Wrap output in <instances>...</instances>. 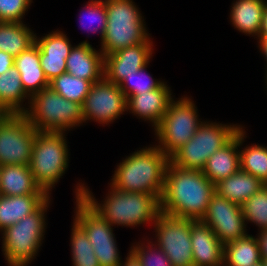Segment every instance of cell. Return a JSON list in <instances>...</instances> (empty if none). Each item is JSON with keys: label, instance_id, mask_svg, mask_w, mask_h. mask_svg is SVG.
Listing matches in <instances>:
<instances>
[{"label": "cell", "instance_id": "1", "mask_svg": "<svg viewBox=\"0 0 267 266\" xmlns=\"http://www.w3.org/2000/svg\"><path fill=\"white\" fill-rule=\"evenodd\" d=\"M86 183L79 182L75 185L74 198H82L103 219L107 220L114 228L141 227L152 225L161 214L160 199L152 194L140 192H123L112 187L109 183L108 192L99 202L94 197Z\"/></svg>", "mask_w": 267, "mask_h": 266}, {"label": "cell", "instance_id": "2", "mask_svg": "<svg viewBox=\"0 0 267 266\" xmlns=\"http://www.w3.org/2000/svg\"><path fill=\"white\" fill-rule=\"evenodd\" d=\"M215 193V184L202 171L185 170L169 162L160 199L161 213L202 220Z\"/></svg>", "mask_w": 267, "mask_h": 266}, {"label": "cell", "instance_id": "3", "mask_svg": "<svg viewBox=\"0 0 267 266\" xmlns=\"http://www.w3.org/2000/svg\"><path fill=\"white\" fill-rule=\"evenodd\" d=\"M144 147L116 165L109 184L123 192L147 193L161 199L170 158L157 145Z\"/></svg>", "mask_w": 267, "mask_h": 266}, {"label": "cell", "instance_id": "4", "mask_svg": "<svg viewBox=\"0 0 267 266\" xmlns=\"http://www.w3.org/2000/svg\"><path fill=\"white\" fill-rule=\"evenodd\" d=\"M52 200L49 197L36 211L0 232L1 251L8 266H29L36 259L44 243Z\"/></svg>", "mask_w": 267, "mask_h": 266}, {"label": "cell", "instance_id": "5", "mask_svg": "<svg viewBox=\"0 0 267 266\" xmlns=\"http://www.w3.org/2000/svg\"><path fill=\"white\" fill-rule=\"evenodd\" d=\"M104 1L106 2L107 25L100 43L103 55L143 42H153L144 16L133 0Z\"/></svg>", "mask_w": 267, "mask_h": 266}, {"label": "cell", "instance_id": "6", "mask_svg": "<svg viewBox=\"0 0 267 266\" xmlns=\"http://www.w3.org/2000/svg\"><path fill=\"white\" fill-rule=\"evenodd\" d=\"M67 134L38 131L33 144L29 167L35 183L50 197L69 167Z\"/></svg>", "mask_w": 267, "mask_h": 266}, {"label": "cell", "instance_id": "7", "mask_svg": "<svg viewBox=\"0 0 267 266\" xmlns=\"http://www.w3.org/2000/svg\"><path fill=\"white\" fill-rule=\"evenodd\" d=\"M24 115L38 131L68 133L85 125L81 104L65 99L50 86L30 98Z\"/></svg>", "mask_w": 267, "mask_h": 266}, {"label": "cell", "instance_id": "8", "mask_svg": "<svg viewBox=\"0 0 267 266\" xmlns=\"http://www.w3.org/2000/svg\"><path fill=\"white\" fill-rule=\"evenodd\" d=\"M242 127L237 123L203 120L193 137L170 157V162L185 170L202 171L208 158L226 145Z\"/></svg>", "mask_w": 267, "mask_h": 266}, {"label": "cell", "instance_id": "9", "mask_svg": "<svg viewBox=\"0 0 267 266\" xmlns=\"http://www.w3.org/2000/svg\"><path fill=\"white\" fill-rule=\"evenodd\" d=\"M195 104L188 95L173 99L153 130L157 141L155 145L169 158L193 137L203 122Z\"/></svg>", "mask_w": 267, "mask_h": 266}, {"label": "cell", "instance_id": "10", "mask_svg": "<svg viewBox=\"0 0 267 266\" xmlns=\"http://www.w3.org/2000/svg\"><path fill=\"white\" fill-rule=\"evenodd\" d=\"M192 221L161 213L152 225L155 232V240H152L166 254L172 266H193Z\"/></svg>", "mask_w": 267, "mask_h": 266}, {"label": "cell", "instance_id": "11", "mask_svg": "<svg viewBox=\"0 0 267 266\" xmlns=\"http://www.w3.org/2000/svg\"><path fill=\"white\" fill-rule=\"evenodd\" d=\"M37 132L24 114H6L0 121V166L29 165Z\"/></svg>", "mask_w": 267, "mask_h": 266}, {"label": "cell", "instance_id": "12", "mask_svg": "<svg viewBox=\"0 0 267 266\" xmlns=\"http://www.w3.org/2000/svg\"><path fill=\"white\" fill-rule=\"evenodd\" d=\"M84 123L109 125L127 114V99L121 88L104 76L93 83L82 105Z\"/></svg>", "mask_w": 267, "mask_h": 266}, {"label": "cell", "instance_id": "13", "mask_svg": "<svg viewBox=\"0 0 267 266\" xmlns=\"http://www.w3.org/2000/svg\"><path fill=\"white\" fill-rule=\"evenodd\" d=\"M201 221L211 228L223 245L248 234L241 206L217 193L212 196Z\"/></svg>", "mask_w": 267, "mask_h": 266}, {"label": "cell", "instance_id": "14", "mask_svg": "<svg viewBox=\"0 0 267 266\" xmlns=\"http://www.w3.org/2000/svg\"><path fill=\"white\" fill-rule=\"evenodd\" d=\"M153 47L154 42H143L104 55V77L119 85L127 76L134 74L151 61L154 56Z\"/></svg>", "mask_w": 267, "mask_h": 266}, {"label": "cell", "instance_id": "15", "mask_svg": "<svg viewBox=\"0 0 267 266\" xmlns=\"http://www.w3.org/2000/svg\"><path fill=\"white\" fill-rule=\"evenodd\" d=\"M45 36L35 35V43L39 47L41 67L48 82L66 73V58L73 48L64 31L52 30Z\"/></svg>", "mask_w": 267, "mask_h": 266}, {"label": "cell", "instance_id": "16", "mask_svg": "<svg viewBox=\"0 0 267 266\" xmlns=\"http://www.w3.org/2000/svg\"><path fill=\"white\" fill-rule=\"evenodd\" d=\"M172 94L171 87L165 81L157 89L130 96L127 99V113H132L141 121H147L154 130L166 113L170 102L175 99Z\"/></svg>", "mask_w": 267, "mask_h": 266}, {"label": "cell", "instance_id": "17", "mask_svg": "<svg viewBox=\"0 0 267 266\" xmlns=\"http://www.w3.org/2000/svg\"><path fill=\"white\" fill-rule=\"evenodd\" d=\"M104 55L96 50L88 40L74 45L66 58V72L92 84L104 76Z\"/></svg>", "mask_w": 267, "mask_h": 266}, {"label": "cell", "instance_id": "18", "mask_svg": "<svg viewBox=\"0 0 267 266\" xmlns=\"http://www.w3.org/2000/svg\"><path fill=\"white\" fill-rule=\"evenodd\" d=\"M193 266H223L224 245L201 220L191 222Z\"/></svg>", "mask_w": 267, "mask_h": 266}, {"label": "cell", "instance_id": "19", "mask_svg": "<svg viewBox=\"0 0 267 266\" xmlns=\"http://www.w3.org/2000/svg\"><path fill=\"white\" fill-rule=\"evenodd\" d=\"M73 220L85 231L90 244L117 243L113 226L82 198L74 202Z\"/></svg>", "mask_w": 267, "mask_h": 266}, {"label": "cell", "instance_id": "20", "mask_svg": "<svg viewBox=\"0 0 267 266\" xmlns=\"http://www.w3.org/2000/svg\"><path fill=\"white\" fill-rule=\"evenodd\" d=\"M239 148L238 131L226 145L208 158L202 169L203 174L216 185L221 180L238 172L240 170Z\"/></svg>", "mask_w": 267, "mask_h": 266}, {"label": "cell", "instance_id": "21", "mask_svg": "<svg viewBox=\"0 0 267 266\" xmlns=\"http://www.w3.org/2000/svg\"><path fill=\"white\" fill-rule=\"evenodd\" d=\"M14 66L19 71L23 88L30 97L49 87L41 67L39 47L36 43L14 58Z\"/></svg>", "mask_w": 267, "mask_h": 266}, {"label": "cell", "instance_id": "22", "mask_svg": "<svg viewBox=\"0 0 267 266\" xmlns=\"http://www.w3.org/2000/svg\"><path fill=\"white\" fill-rule=\"evenodd\" d=\"M267 0H233L230 23L240 33L257 38Z\"/></svg>", "mask_w": 267, "mask_h": 266}, {"label": "cell", "instance_id": "23", "mask_svg": "<svg viewBox=\"0 0 267 266\" xmlns=\"http://www.w3.org/2000/svg\"><path fill=\"white\" fill-rule=\"evenodd\" d=\"M49 197L48 194L0 195V232L36 211Z\"/></svg>", "mask_w": 267, "mask_h": 266}, {"label": "cell", "instance_id": "24", "mask_svg": "<svg viewBox=\"0 0 267 266\" xmlns=\"http://www.w3.org/2000/svg\"><path fill=\"white\" fill-rule=\"evenodd\" d=\"M28 194H47L35 183L29 165H2L0 195L16 196Z\"/></svg>", "mask_w": 267, "mask_h": 266}, {"label": "cell", "instance_id": "25", "mask_svg": "<svg viewBox=\"0 0 267 266\" xmlns=\"http://www.w3.org/2000/svg\"><path fill=\"white\" fill-rule=\"evenodd\" d=\"M30 98L23 88L20 73L15 66L0 74V107L7 114H24Z\"/></svg>", "mask_w": 267, "mask_h": 266}, {"label": "cell", "instance_id": "26", "mask_svg": "<svg viewBox=\"0 0 267 266\" xmlns=\"http://www.w3.org/2000/svg\"><path fill=\"white\" fill-rule=\"evenodd\" d=\"M264 185L255 176L239 170L218 182L215 185V191L219 196L241 205Z\"/></svg>", "mask_w": 267, "mask_h": 266}, {"label": "cell", "instance_id": "27", "mask_svg": "<svg viewBox=\"0 0 267 266\" xmlns=\"http://www.w3.org/2000/svg\"><path fill=\"white\" fill-rule=\"evenodd\" d=\"M25 23L0 21V51L15 58L35 43L36 33Z\"/></svg>", "mask_w": 267, "mask_h": 266}, {"label": "cell", "instance_id": "28", "mask_svg": "<svg viewBox=\"0 0 267 266\" xmlns=\"http://www.w3.org/2000/svg\"><path fill=\"white\" fill-rule=\"evenodd\" d=\"M261 261L259 243L252 234L224 244L223 266H253Z\"/></svg>", "mask_w": 267, "mask_h": 266}, {"label": "cell", "instance_id": "29", "mask_svg": "<svg viewBox=\"0 0 267 266\" xmlns=\"http://www.w3.org/2000/svg\"><path fill=\"white\" fill-rule=\"evenodd\" d=\"M246 128L243 126L239 130V153L240 170L258 178L262 183L267 184V146L259 143H251L243 146L247 138Z\"/></svg>", "mask_w": 267, "mask_h": 266}, {"label": "cell", "instance_id": "30", "mask_svg": "<svg viewBox=\"0 0 267 266\" xmlns=\"http://www.w3.org/2000/svg\"><path fill=\"white\" fill-rule=\"evenodd\" d=\"M70 236L72 266H100L85 231L73 220Z\"/></svg>", "mask_w": 267, "mask_h": 266}, {"label": "cell", "instance_id": "31", "mask_svg": "<svg viewBox=\"0 0 267 266\" xmlns=\"http://www.w3.org/2000/svg\"><path fill=\"white\" fill-rule=\"evenodd\" d=\"M92 83L77 78L69 73H63L49 82V86L65 99L82 105Z\"/></svg>", "mask_w": 267, "mask_h": 266}, {"label": "cell", "instance_id": "32", "mask_svg": "<svg viewBox=\"0 0 267 266\" xmlns=\"http://www.w3.org/2000/svg\"><path fill=\"white\" fill-rule=\"evenodd\" d=\"M240 206L246 224L253 223L257 232L267 230V184Z\"/></svg>", "mask_w": 267, "mask_h": 266}, {"label": "cell", "instance_id": "33", "mask_svg": "<svg viewBox=\"0 0 267 266\" xmlns=\"http://www.w3.org/2000/svg\"><path fill=\"white\" fill-rule=\"evenodd\" d=\"M80 10V27H83L81 29L86 28L88 33L97 32L98 34L99 32L101 42L107 25L106 2L104 0H89V2L83 5L82 9ZM86 19H88L89 22ZM94 23L97 24L94 25Z\"/></svg>", "mask_w": 267, "mask_h": 266}, {"label": "cell", "instance_id": "34", "mask_svg": "<svg viewBox=\"0 0 267 266\" xmlns=\"http://www.w3.org/2000/svg\"><path fill=\"white\" fill-rule=\"evenodd\" d=\"M150 62L139 69L134 74L127 76L118 86L121 88L123 93L128 99L130 96L142 94L144 92H149L151 90L159 88L165 81L155 79L149 72L147 73V68Z\"/></svg>", "mask_w": 267, "mask_h": 266}, {"label": "cell", "instance_id": "35", "mask_svg": "<svg viewBox=\"0 0 267 266\" xmlns=\"http://www.w3.org/2000/svg\"><path fill=\"white\" fill-rule=\"evenodd\" d=\"M142 239L145 241L134 242L130 247V250L140 260L142 266H172L169 258L151 238L147 236Z\"/></svg>", "mask_w": 267, "mask_h": 266}, {"label": "cell", "instance_id": "36", "mask_svg": "<svg viewBox=\"0 0 267 266\" xmlns=\"http://www.w3.org/2000/svg\"><path fill=\"white\" fill-rule=\"evenodd\" d=\"M33 0H0V21L24 22Z\"/></svg>", "mask_w": 267, "mask_h": 266}, {"label": "cell", "instance_id": "37", "mask_svg": "<svg viewBox=\"0 0 267 266\" xmlns=\"http://www.w3.org/2000/svg\"><path fill=\"white\" fill-rule=\"evenodd\" d=\"M100 266H120L123 260L117 243L91 244Z\"/></svg>", "mask_w": 267, "mask_h": 266}, {"label": "cell", "instance_id": "38", "mask_svg": "<svg viewBox=\"0 0 267 266\" xmlns=\"http://www.w3.org/2000/svg\"><path fill=\"white\" fill-rule=\"evenodd\" d=\"M14 66V57L10 54L0 51V74L5 73Z\"/></svg>", "mask_w": 267, "mask_h": 266}, {"label": "cell", "instance_id": "39", "mask_svg": "<svg viewBox=\"0 0 267 266\" xmlns=\"http://www.w3.org/2000/svg\"><path fill=\"white\" fill-rule=\"evenodd\" d=\"M257 234H256V238L259 243L261 258L262 260L267 259V230L259 231V233Z\"/></svg>", "mask_w": 267, "mask_h": 266}, {"label": "cell", "instance_id": "40", "mask_svg": "<svg viewBox=\"0 0 267 266\" xmlns=\"http://www.w3.org/2000/svg\"><path fill=\"white\" fill-rule=\"evenodd\" d=\"M257 48L259 49L260 56L264 57L265 63V72H267V37H257Z\"/></svg>", "mask_w": 267, "mask_h": 266}, {"label": "cell", "instance_id": "41", "mask_svg": "<svg viewBox=\"0 0 267 266\" xmlns=\"http://www.w3.org/2000/svg\"><path fill=\"white\" fill-rule=\"evenodd\" d=\"M126 256L125 259L121 262L120 266H142L140 260L131 250H128Z\"/></svg>", "mask_w": 267, "mask_h": 266}, {"label": "cell", "instance_id": "42", "mask_svg": "<svg viewBox=\"0 0 267 266\" xmlns=\"http://www.w3.org/2000/svg\"><path fill=\"white\" fill-rule=\"evenodd\" d=\"M258 37H267V5L263 12V17L261 21V30Z\"/></svg>", "mask_w": 267, "mask_h": 266}, {"label": "cell", "instance_id": "43", "mask_svg": "<svg viewBox=\"0 0 267 266\" xmlns=\"http://www.w3.org/2000/svg\"><path fill=\"white\" fill-rule=\"evenodd\" d=\"M6 112L0 107V121L6 116Z\"/></svg>", "mask_w": 267, "mask_h": 266}, {"label": "cell", "instance_id": "44", "mask_svg": "<svg viewBox=\"0 0 267 266\" xmlns=\"http://www.w3.org/2000/svg\"><path fill=\"white\" fill-rule=\"evenodd\" d=\"M264 75H265V76H264V79H265L264 81H265V83H266V84H265V85H266L265 88H266V90H267V72H265Z\"/></svg>", "mask_w": 267, "mask_h": 266}, {"label": "cell", "instance_id": "45", "mask_svg": "<svg viewBox=\"0 0 267 266\" xmlns=\"http://www.w3.org/2000/svg\"><path fill=\"white\" fill-rule=\"evenodd\" d=\"M253 266H264V264H263V261H261V262L257 263L256 265H253Z\"/></svg>", "mask_w": 267, "mask_h": 266}, {"label": "cell", "instance_id": "46", "mask_svg": "<svg viewBox=\"0 0 267 266\" xmlns=\"http://www.w3.org/2000/svg\"><path fill=\"white\" fill-rule=\"evenodd\" d=\"M262 261H263L264 266H267V259H263Z\"/></svg>", "mask_w": 267, "mask_h": 266}]
</instances>
